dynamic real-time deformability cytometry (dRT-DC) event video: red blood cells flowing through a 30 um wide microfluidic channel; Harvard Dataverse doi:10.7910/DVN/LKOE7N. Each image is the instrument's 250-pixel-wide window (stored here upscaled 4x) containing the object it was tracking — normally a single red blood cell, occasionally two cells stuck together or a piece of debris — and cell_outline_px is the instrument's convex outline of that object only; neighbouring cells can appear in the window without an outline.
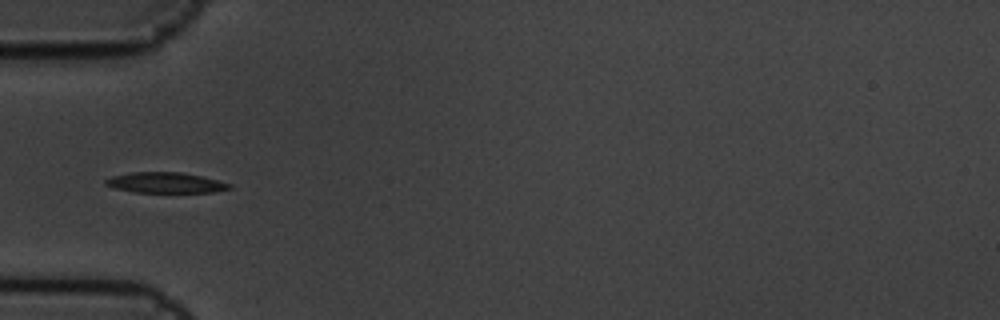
{"species": "common noctule bat (a hibernating species)", "species_latin": "Nyctalus noctula", "temperature_condition": "cold", "stored_images_in_passage": 5, "camera_frame_rate_fps": 3000, "um_per_image_px": 0.085, "animal": {"sex": "male", "body_mass_g": 19.5, "forearm_length_mm": 54.6}, "frame": {"image": 1, "passage_image": 5, "time_ms": 1.333, "image_size_px": [1000, 320], "cell_outline_px": [[232, 188], [212, 192], [132, 192], [116, 188], [104, 184], [104, 180], [112, 176], [132, 172], [180, 172], [200, 176], [232, 184]], "centroid_in_image_um": [14.04, 15.53], "position_along_channel_um": 71.0, "area_um2": 14.68}}